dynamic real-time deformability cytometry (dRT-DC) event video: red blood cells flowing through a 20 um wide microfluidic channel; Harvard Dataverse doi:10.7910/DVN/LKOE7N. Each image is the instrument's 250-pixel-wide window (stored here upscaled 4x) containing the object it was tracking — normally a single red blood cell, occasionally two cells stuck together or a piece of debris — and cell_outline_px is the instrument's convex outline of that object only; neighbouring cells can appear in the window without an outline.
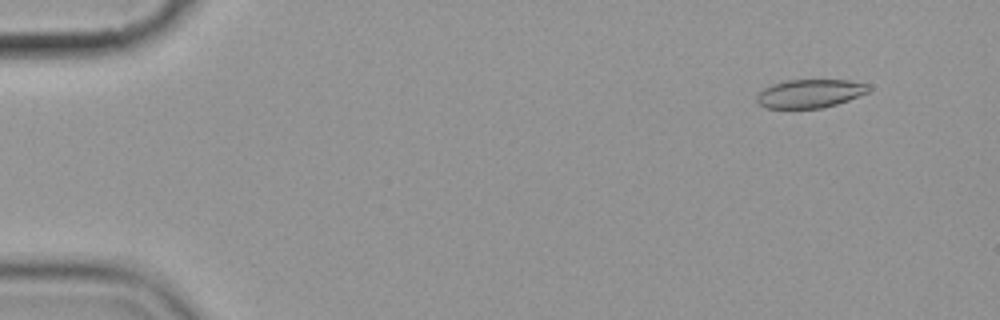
{"species": "common noctule bat (a hibernating species)", "species_latin": "Nyctalus noctula", "temperature_condition": "cold", "stored_images_in_passage": 7, "camera_frame_rate_fps": 3000, "um_per_image_px": 0.085, "animal": {"sex": "female", "body_mass_g": 19.9}, "frame": {"image": 1, "passage_image": 2, "time_ms": 1.333, "image_size_px": [1000, 320], "cell_outline_px": [[868, 92], [848, 100], [836, 104], [820, 108], [764, 108], [756, 100], [756, 96], [764, 88], [772, 84], [784, 80], [848, 80], [868, 84]], "centroid_in_image_um": [68.81, 7.95], "position_along_channel_um": 16.2, "area_um2": 18.44}}
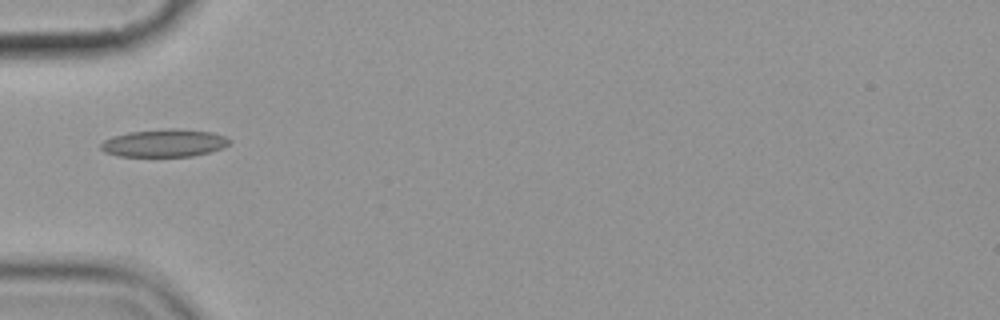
{"frame": {"image": 2, "passage_image": 6, "time_ms": 6.0, "image_size_px": [1000, 320], "cell_outline_px": [[232, 140], [228, 144], [220, 148], [208, 152], [192, 156], [120, 156], [104, 152], [100, 148], [100, 144], [104, 140], [112, 136], [128, 132], [168, 128], [176, 128], [212, 132], [224, 136]], "centroid_in_image_um": [13.93, 12.15], "position_along_channel_um": 71.1, "area_um2": 20.69}}
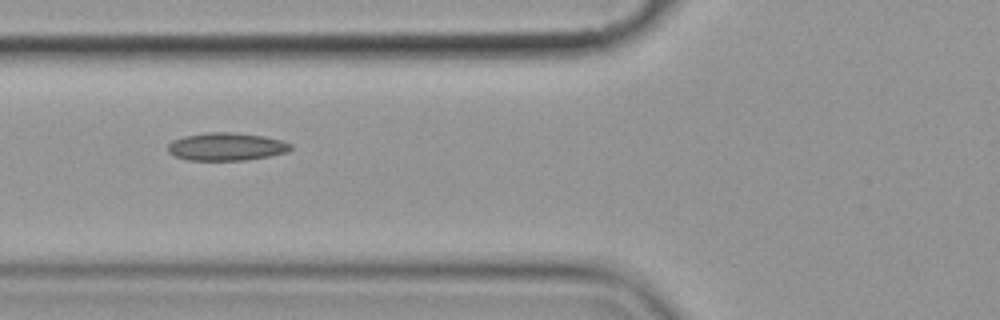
{"frame": {"image": 3, "passage_image": 7, "time_ms": 7.0, "image_size_px": [1000, 320], "cell_outline_px": [[292, 148], [288, 152], [268, 156], [244, 160], [188, 160], [176, 156], [168, 152], [168, 144], [172, 140], [184, 136], [208, 132], [232, 132], [264, 136], [280, 140], [292, 144]], "centroid_in_image_um": [19.24, 12.46], "position_along_channel_um": 106.6, "area_um2": 19.88}}